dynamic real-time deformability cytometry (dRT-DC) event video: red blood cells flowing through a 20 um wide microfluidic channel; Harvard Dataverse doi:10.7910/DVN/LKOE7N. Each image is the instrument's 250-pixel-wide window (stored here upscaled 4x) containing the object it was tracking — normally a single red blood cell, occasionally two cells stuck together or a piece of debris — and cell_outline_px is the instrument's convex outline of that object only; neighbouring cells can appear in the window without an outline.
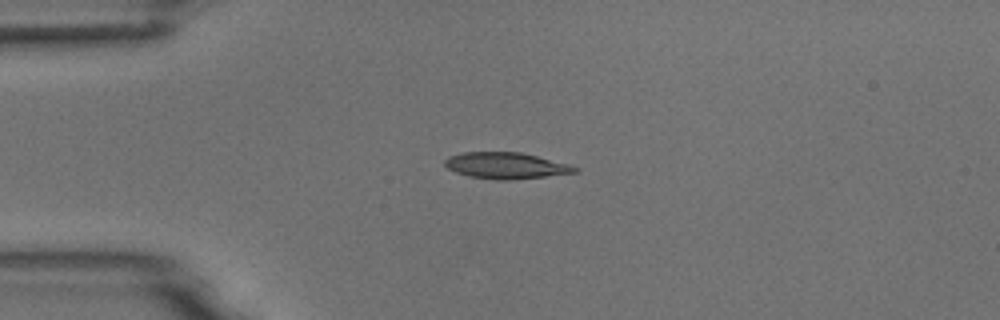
{"species": "common noctule bat (a hibernating species)", "species_latin": "Nyctalus noctula", "temperature_condition": "room temperature", "stored_images_in_passage": 2, "camera_frame_rate_fps": 3000, "um_per_image_px": 0.085, "animal": {"sex": "male", "body_mass_g": 18.8}, "frame": {"image": 1, "passage_image": 1, "time_ms": 0.0, "image_size_px": [1000, 320], "cell_outline_px": [[580, 172], [508, 180], [496, 180], [468, 176], [456, 172], [448, 168], [444, 164], [444, 160], [448, 156], [464, 152], [520, 152], [568, 164], [580, 168]], "centroid_in_image_um": [42.99, 14.07], "position_along_channel_um": 42.0, "area_um2": 19.83}}